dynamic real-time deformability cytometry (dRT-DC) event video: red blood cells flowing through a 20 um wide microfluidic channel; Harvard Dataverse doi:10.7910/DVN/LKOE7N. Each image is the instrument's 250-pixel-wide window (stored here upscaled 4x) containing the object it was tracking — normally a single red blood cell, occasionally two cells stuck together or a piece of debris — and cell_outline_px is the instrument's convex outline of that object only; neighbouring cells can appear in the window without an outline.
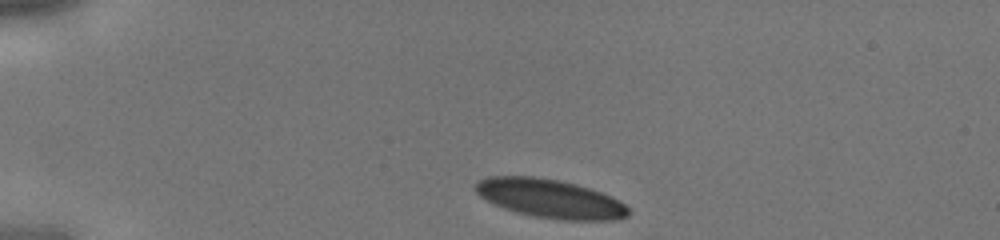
{"species": "human", "species_latin": "Homo sapiens", "temperature_condition": "cold", "stored_images_in_passage": 22, "camera_frame_rate_fps": 3000, "um_per_image_px": 0.085, "donor": {"sex": "male"}, "frame": {"image": 1, "passage_image": 1, "time_ms": 0.0, "image_size_px": [1000, 240], "cell_outline_px": [[628, 216], [612, 220], [564, 220], [536, 216], [516, 212], [504, 208], [480, 196], [472, 188], [480, 180], [488, 176], [532, 176], [560, 180], [576, 184], [612, 196], [620, 200], [628, 208]], "centroid_in_image_um": [46.76, 16.87], "position_along_channel_um": 38.2, "area_um2": 34.28}}
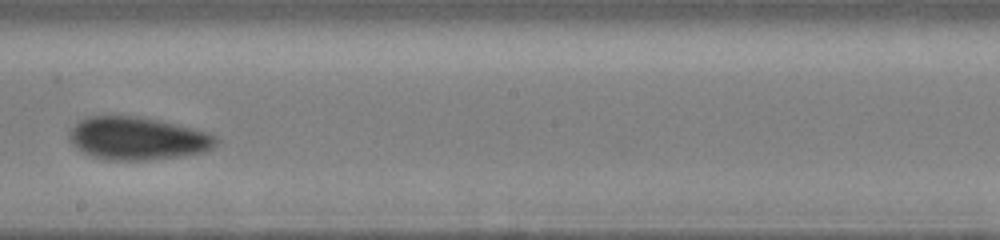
{"frame": {"image": 2, "passage_image": 10, "time_ms": 3.0, "image_size_px": [1000, 240], "cell_outline_px": [[220, 140], [212, 148], [204, 152], [180, 156], [148, 160], [104, 160], [80, 152], [68, 140], [68, 132], [84, 116], [136, 116], [156, 120], [192, 128], [208, 132], [216, 136]], "centroid_in_image_um": [11.65, 11.78], "position_along_channel_um": 236.6, "area_um2": 36.82}}
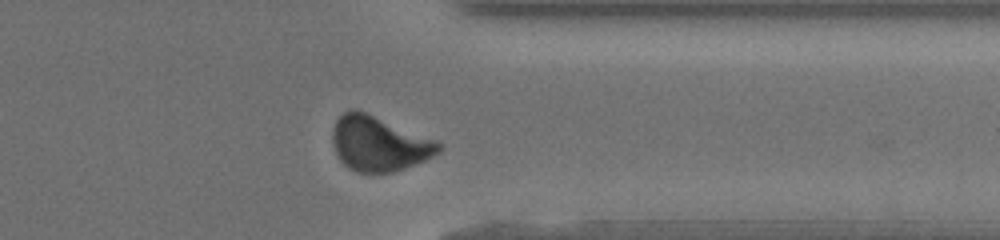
{"frame": {"image": 3, "passage_image": 19, "time_ms": 6.0, "image_size_px": [1000, 240], "cell_outline_px": [[444, 148], [440, 152], [416, 164], [392, 172], [356, 172], [348, 168], [340, 160], [336, 152], [332, 140], [332, 128], [336, 120], [344, 112], [352, 108], [356, 108], [436, 140]], "centroid_in_image_um": [32.19, 12.2], "position_along_channel_um": 379.2, "area_um2": 33.87}}